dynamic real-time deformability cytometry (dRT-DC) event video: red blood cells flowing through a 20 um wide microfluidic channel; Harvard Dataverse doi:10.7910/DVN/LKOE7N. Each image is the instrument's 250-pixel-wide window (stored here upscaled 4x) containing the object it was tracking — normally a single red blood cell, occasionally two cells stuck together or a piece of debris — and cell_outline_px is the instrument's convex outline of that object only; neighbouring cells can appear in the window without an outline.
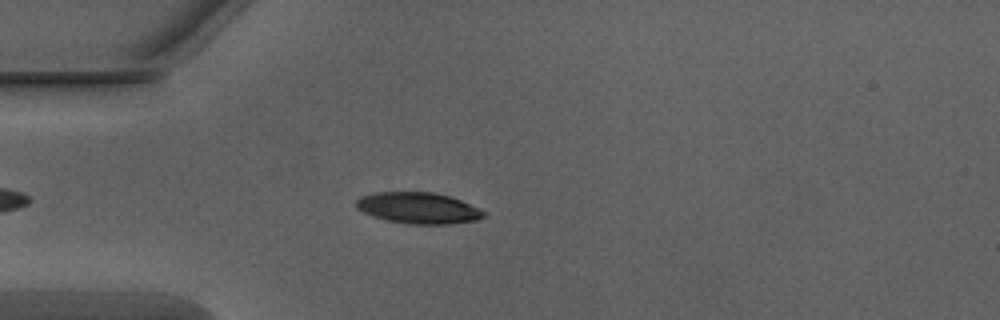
{"species": "Egyptian fruit bat (a non-hibernating species)", "species_latin": "Rousettus aegyptiacus", "temperature_condition": "warm", "stored_images_in_passage": 42, "camera_frame_rate_fps": 3000, "um_per_image_px": 0.085, "animal": {"sex": "male"}, "frame": {"image": 1, "passage_image": 8, "time_ms": 2.333, "image_size_px": [1000, 320], "cell_outline_px": [[484, 216], [476, 220], [452, 224], [408, 224], [388, 220], [372, 216], [356, 208], [356, 200], [364, 196], [376, 192], [436, 192], [452, 196], [484, 212]], "centroid_in_image_um": [35.54, 17.68], "position_along_channel_um": 49.5, "area_um2": 23.0}}
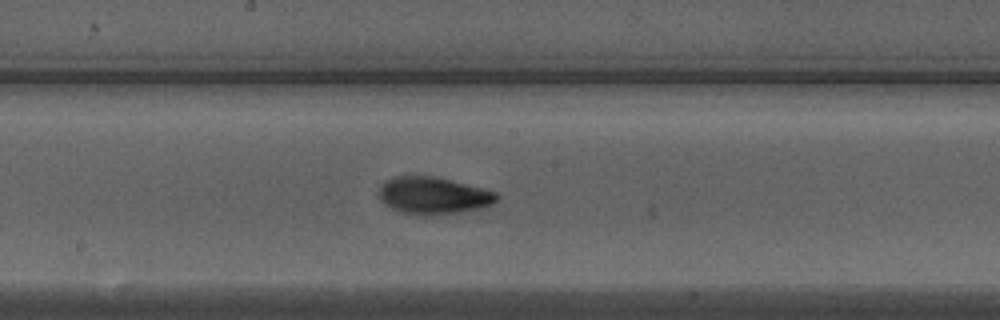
{"frame": {"image": 2, "passage_image": 21, "time_ms": 6.667, "image_size_px": [1000, 320], "cell_outline_px": [[500, 196], [492, 204], [480, 208], [456, 212], [428, 216], [400, 212], [384, 204], [380, 200], [380, 184], [384, 180], [396, 176], [436, 176], [496, 192]], "centroid_in_image_um": [36.8, 16.61], "position_along_channel_um": 211.4, "area_um2": 25.37}}
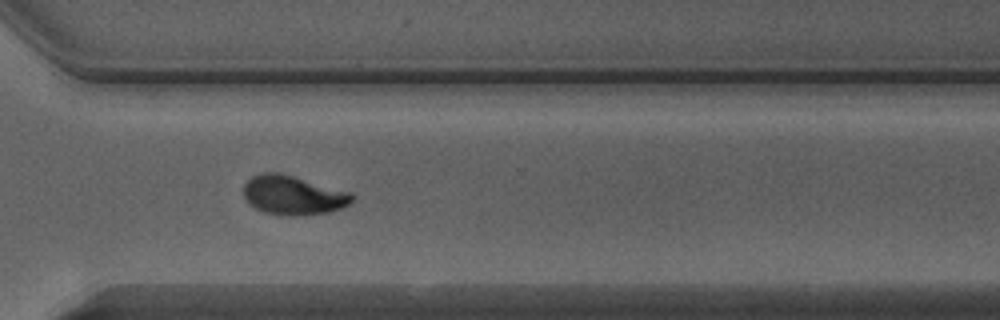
{"frame": {"image": 3, "passage_image": 31, "time_ms": 10.0, "image_size_px": [1000, 320], "cell_outline_px": [[352, 200], [348, 204], [340, 208], [328, 212], [304, 216], [280, 216], [264, 212], [248, 204], [244, 196], [244, 184], [252, 176], [260, 172], [280, 172], [352, 192]], "centroid_in_image_um": [24.89, 16.59], "position_along_channel_um": 345.7, "area_um2": 25.09}, "authors_computed_cell_mechanics": {"area_um2": 24.1893, "velocity_mm_per_s": 4.0375, "shape_relaxation_time_tau1_ms": 4.5208, "shape_relaxation_time_tau2_ms": 1.4572, "deformation_change_tau1": 0.1584, "deformation_change_tau2": 0.0661}}